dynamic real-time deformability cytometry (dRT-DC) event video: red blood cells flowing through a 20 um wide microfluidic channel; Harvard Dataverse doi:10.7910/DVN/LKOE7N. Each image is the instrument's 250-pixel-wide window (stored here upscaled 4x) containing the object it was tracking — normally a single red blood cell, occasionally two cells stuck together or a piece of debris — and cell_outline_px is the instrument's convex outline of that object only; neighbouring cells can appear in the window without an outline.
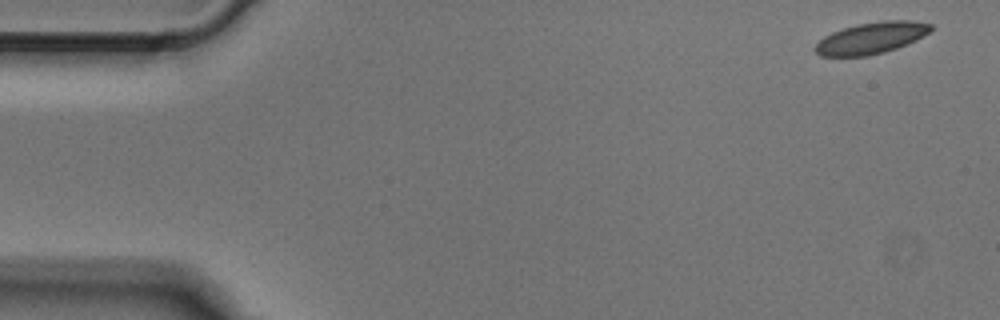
{"species": "Egyptian fruit bat (a non-hibernating species)", "species_latin": "Rousettus aegyptiacus", "temperature_condition": "cold", "stored_images_in_passage": 4, "camera_frame_rate_fps": 3000, "um_per_image_px": 0.085, "animal": {"sex": "male"}, "frame": {"image": 1, "passage_image": 1, "time_ms": 0.0, "image_size_px": [1000, 320], "cell_outline_px": [[932, 28], [924, 36], [908, 44], [884, 52], [868, 56], [820, 56], [812, 48], [824, 36], [832, 32], [856, 24], [884, 20], [908, 20], [932, 24]], "centroid_in_image_um": [74.04, 3.23], "position_along_channel_um": 11.0, "area_um2": 21.27}}